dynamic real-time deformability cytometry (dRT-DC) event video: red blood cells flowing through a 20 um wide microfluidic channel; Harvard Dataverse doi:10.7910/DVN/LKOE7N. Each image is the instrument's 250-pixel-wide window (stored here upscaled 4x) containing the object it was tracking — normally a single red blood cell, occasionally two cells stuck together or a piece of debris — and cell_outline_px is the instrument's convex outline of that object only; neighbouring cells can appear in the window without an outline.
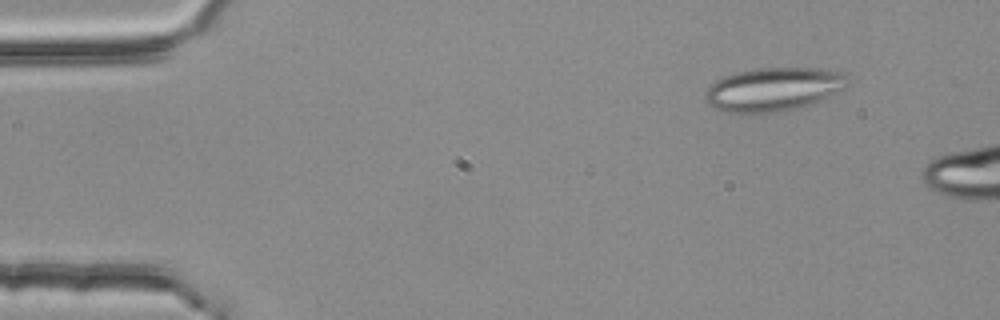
{"species": "common noctule bat (a hibernating species)", "species_latin": "Nyctalus noctula", "temperature_condition": "room temperature", "stored_images_in_passage": 4, "camera_frame_rate_fps": 3000, "um_per_image_px": 0.085, "animal": {"sex": "female", "body_mass_g": 25.1}, "frame": {"image": 1, "passage_image": 2, "time_ms": 0.333, "image_size_px": [1000, 320], "cell_outline_px": [[848, 84], [844, 88], [824, 100], [816, 104], [788, 112], [740, 116], [724, 112], [712, 108], [704, 100], [704, 92], [716, 80], [724, 76], [736, 72], [756, 68], [820, 68], [836, 72], [848, 76]], "centroid_in_image_um": [65.7, 7.66], "position_along_channel_um": 19.3, "area_um2": 37.63}}